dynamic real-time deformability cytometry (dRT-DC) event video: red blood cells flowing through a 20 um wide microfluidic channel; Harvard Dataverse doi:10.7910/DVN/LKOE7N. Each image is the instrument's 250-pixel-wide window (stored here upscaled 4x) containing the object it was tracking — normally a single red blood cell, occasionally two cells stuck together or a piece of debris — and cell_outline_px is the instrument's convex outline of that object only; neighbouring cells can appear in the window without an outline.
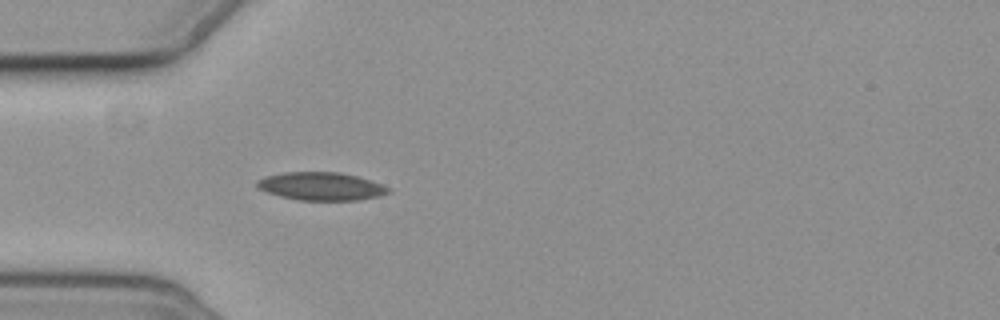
{"species": "common noctule bat (a hibernating species)", "species_latin": "Nyctalus noctula", "temperature_condition": "cold", "stored_images_in_passage": 5, "camera_frame_rate_fps": 3000, "um_per_image_px": 0.085, "animal": {"sex": "female", "body_mass_g": 19.3, "forearm_length_mm": 54.1}, "frame": {"image": 1, "passage_image": 5, "time_ms": 4.333, "image_size_px": [1000, 320], "cell_outline_px": [[392, 192], [380, 196], [360, 200], [296, 200], [280, 196], [256, 188], [256, 180], [268, 176], [284, 172], [340, 172], [356, 176], [380, 184], [388, 188]], "centroid_in_image_um": [27.28, 15.84], "position_along_channel_um": 57.7, "area_um2": 21.39}}